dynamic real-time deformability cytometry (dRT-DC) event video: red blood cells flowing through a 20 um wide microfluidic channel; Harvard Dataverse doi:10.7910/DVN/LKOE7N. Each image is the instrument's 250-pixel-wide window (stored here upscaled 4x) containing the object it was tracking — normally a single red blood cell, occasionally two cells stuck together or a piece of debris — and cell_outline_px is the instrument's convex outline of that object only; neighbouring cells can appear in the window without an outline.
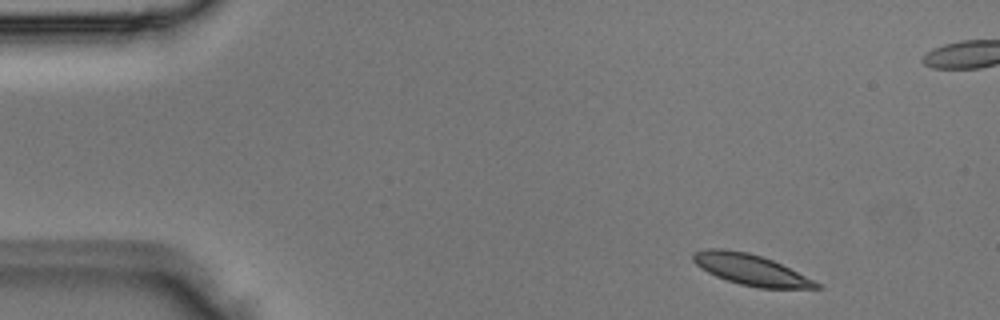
{"species": "Egyptian fruit bat (a non-hibernating species)", "species_latin": "Rousettus aegyptiacus", "temperature_condition": "room temperature", "stored_images_in_passage": 4, "camera_frame_rate_fps": 3000, "um_per_image_px": 0.085, "animal": {"sex": "male"}, "frame": {"image": 1, "passage_image": 1, "time_ms": 0.0, "image_size_px": [1000, 320], "cell_outline_px": [[824, 288], [760, 288], [740, 284], [716, 276], [700, 268], [692, 260], [692, 252], [708, 248], [724, 248], [748, 252], [772, 260], [820, 284]], "centroid_in_image_um": [63.74, 22.9], "position_along_channel_um": 21.3, "area_um2": 21.85}}